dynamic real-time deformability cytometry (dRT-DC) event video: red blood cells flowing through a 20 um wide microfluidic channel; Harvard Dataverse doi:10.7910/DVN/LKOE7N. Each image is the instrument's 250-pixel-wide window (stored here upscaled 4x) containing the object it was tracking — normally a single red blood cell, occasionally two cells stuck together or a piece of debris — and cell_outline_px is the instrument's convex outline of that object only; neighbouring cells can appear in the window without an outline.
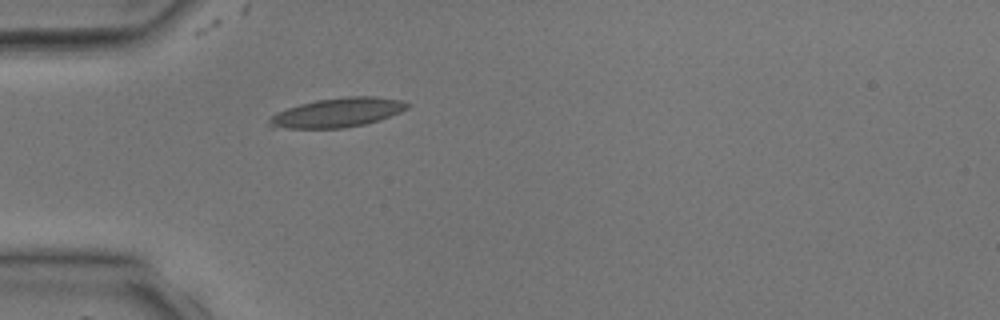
{"species": "common noctule bat (a hibernating species)", "species_latin": "Nyctalus noctula", "temperature_condition": "room temperature", "stored_images_in_passage": 1, "camera_frame_rate_fps": 3000, "um_per_image_px": 0.085, "animal": {"sex": "male", "body_mass_g": 17.9, "forearm_length_mm": 54.2}, "frame": {"image": 1, "passage_image": 1, "time_ms": 0.0, "image_size_px": [1000, 320], "cell_outline_px": [[412, 104], [408, 108], [400, 112], [380, 120], [364, 124], [344, 128], [268, 128], [268, 120], [276, 112], [300, 104], [316, 100], [348, 96], [376, 96], [400, 100]], "centroid_in_image_um": [28.68, 9.57], "position_along_channel_um": 56.3, "area_um2": 23.64}}